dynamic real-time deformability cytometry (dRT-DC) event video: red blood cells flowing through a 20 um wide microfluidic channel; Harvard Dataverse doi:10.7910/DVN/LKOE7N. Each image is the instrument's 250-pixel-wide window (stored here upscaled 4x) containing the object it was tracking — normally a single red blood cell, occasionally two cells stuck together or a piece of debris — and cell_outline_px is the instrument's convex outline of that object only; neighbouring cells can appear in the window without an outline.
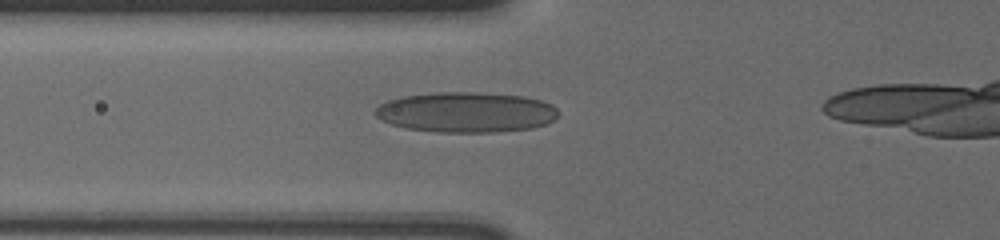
{"species": "human", "species_latin": "Homo sapiens", "temperature_condition": "cold", "stored_images_in_passage": 44, "camera_frame_rate_fps": 3000, "um_per_image_px": 0.085, "donor": {"sex": "male"}, "frame": {"image": 1, "passage_image": 14, "time_ms": 4.333, "image_size_px": [1000, 240], "cell_outline_px": [[556, 116], [552, 120], [544, 124], [532, 128], [496, 132], [440, 132], [408, 128], [392, 124], [376, 116], [372, 112], [380, 104], [388, 100], [404, 96], [440, 92], [476, 92], [524, 96], [540, 100], [552, 104], [556, 108]], "centroid_in_image_um": [39.61, 9.53], "position_along_channel_um": 86.2, "area_um2": 42.71}}
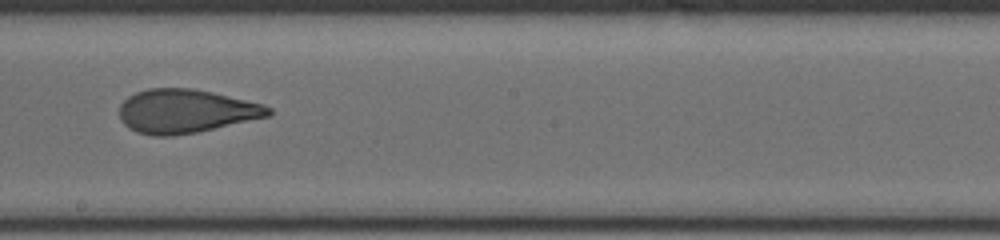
{"frame": {"image": 2, "passage_image": 26, "time_ms": 8.333, "image_size_px": [1000, 240], "cell_outline_px": [[272, 112], [268, 116], [196, 132], [172, 136], [152, 136], [136, 132], [128, 128], [120, 120], [120, 104], [128, 96], [136, 92], [148, 88], [192, 88], [212, 92], [264, 104], [272, 108]], "centroid_in_image_um": [15.75, 9.45], "position_along_channel_um": 232.5, "area_um2": 37.92}}
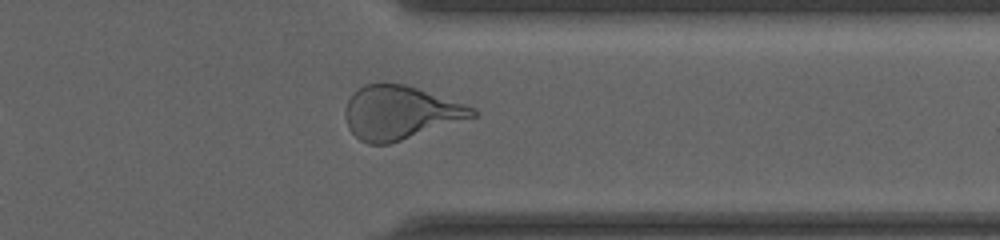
{"frame": {"image": 3, "passage_image": 38, "time_ms": 12.333, "image_size_px": [1000, 240], "cell_outline_px": [[476, 116], [388, 144], [368, 144], [360, 140], [348, 128], [344, 116], [344, 108], [352, 92], [364, 84], [404, 84], [476, 108]], "centroid_in_image_um": [33.95, 9.57], "position_along_channel_um": 377.5, "area_um2": 39.19}}